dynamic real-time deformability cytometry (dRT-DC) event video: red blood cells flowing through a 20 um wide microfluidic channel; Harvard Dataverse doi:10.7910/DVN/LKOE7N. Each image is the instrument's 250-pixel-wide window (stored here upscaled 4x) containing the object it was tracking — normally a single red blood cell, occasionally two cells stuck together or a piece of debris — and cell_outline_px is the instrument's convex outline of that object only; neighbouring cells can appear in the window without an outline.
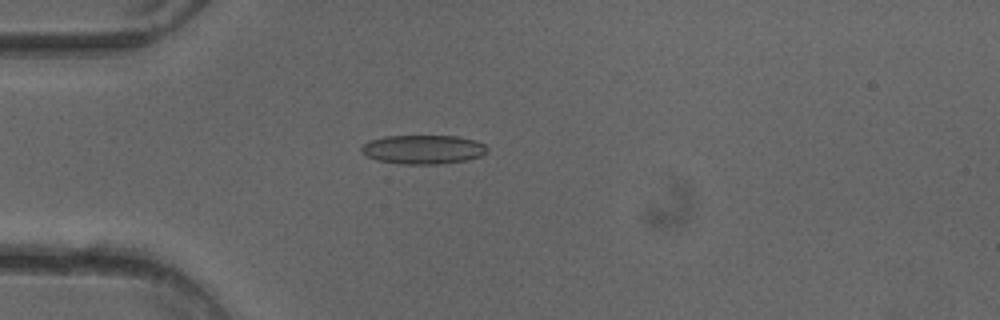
{"species": "common noctule bat (a hibernating species)", "species_latin": "Nyctalus noctula", "temperature_condition": "cold", "stored_images_in_passage": 44, "camera_frame_rate_fps": 3000, "um_per_image_px": 0.085, "animal": {"sex": "female"}, "frame": {"image": 1, "passage_image": 14, "time_ms": 4.333, "image_size_px": [1000, 320], "cell_outline_px": [[488, 152], [480, 156], [468, 160], [436, 164], [400, 164], [376, 160], [368, 156], [360, 148], [368, 140], [384, 136], [460, 136], [476, 140], [484, 144], [488, 148]], "centroid_in_image_um": [36.0, 12.7], "position_along_channel_um": 49.0, "area_um2": 21.39}}
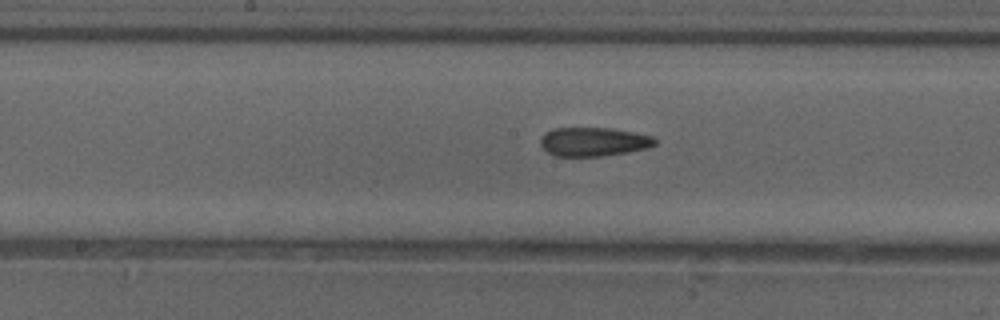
{"frame": {"image": 2, "passage_image": 26, "time_ms": 8.333, "image_size_px": [1000, 320], "cell_outline_px": [[656, 144], [648, 148], [628, 152], [600, 156], [556, 156], [548, 152], [540, 144], [540, 136], [544, 132], [552, 128], [612, 128], [652, 136], [656, 140]], "centroid_in_image_um": [50.42, 12.04], "position_along_channel_um": 197.8, "area_um2": 19.31}}
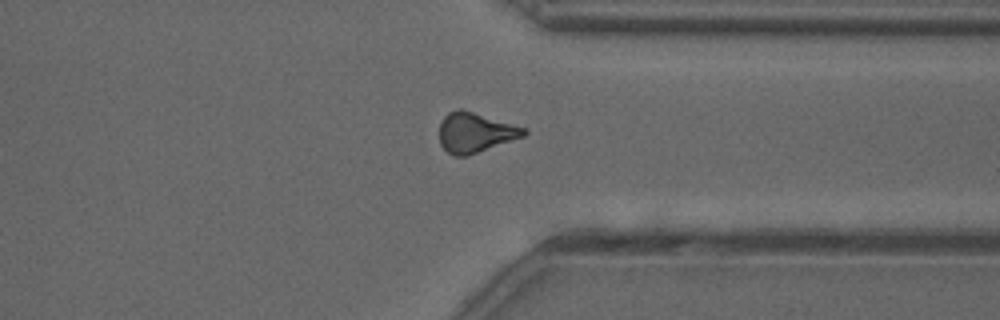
{"frame": {"image": 3, "passage_image": 39, "time_ms": 12.667, "image_size_px": [1000, 320], "cell_outline_px": [[528, 132], [524, 136], [468, 156], [452, 156], [440, 144], [440, 124], [444, 116], [448, 112], [456, 108], [464, 108], [524, 128]], "centroid_in_image_um": [40.36, 11.25], "position_along_channel_um": 371.0, "area_um2": 19.71}, "authors_computed_cell_mechanics": {"area_um2": 19.9988, "velocity_mm_per_s": 4.0446, "shape_relaxation_time_tau1_ms": null, "shape_relaxation_time_tau2_ms": 3.334, "deformation_change_tau1": null, "deformation_change_tau2": 0.1201}}